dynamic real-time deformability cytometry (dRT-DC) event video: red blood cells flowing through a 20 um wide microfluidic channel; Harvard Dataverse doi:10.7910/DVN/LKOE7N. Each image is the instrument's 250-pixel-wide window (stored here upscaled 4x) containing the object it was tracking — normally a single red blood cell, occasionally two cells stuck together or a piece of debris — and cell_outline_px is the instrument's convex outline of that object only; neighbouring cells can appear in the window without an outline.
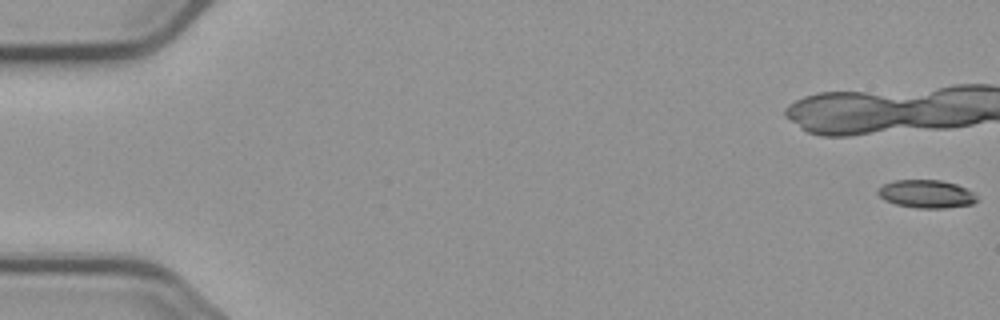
{"species": "common noctule bat (a hibernating species)", "species_latin": "Nyctalus noctula", "temperature_condition": "cold", "stored_images_in_passage": 4, "camera_frame_rate_fps": 3000, "um_per_image_px": 0.085, "animal": {"sex": "male", "body_mass_g": 23.1, "forearm_length_mm": 52.7}, "frame": {"image": 1, "passage_image": 1, "time_ms": 0.0, "image_size_px": [1000, 320], "cell_outline_px": [[976, 200], [972, 204], [944, 208], [916, 208], [896, 204], [884, 200], [876, 192], [876, 188], [884, 184], [896, 180], [940, 180], [956, 184], [972, 192], [976, 196]], "centroid_in_image_um": [78.69, 16.48], "position_along_channel_um": 6.3, "area_um2": 16.07}}